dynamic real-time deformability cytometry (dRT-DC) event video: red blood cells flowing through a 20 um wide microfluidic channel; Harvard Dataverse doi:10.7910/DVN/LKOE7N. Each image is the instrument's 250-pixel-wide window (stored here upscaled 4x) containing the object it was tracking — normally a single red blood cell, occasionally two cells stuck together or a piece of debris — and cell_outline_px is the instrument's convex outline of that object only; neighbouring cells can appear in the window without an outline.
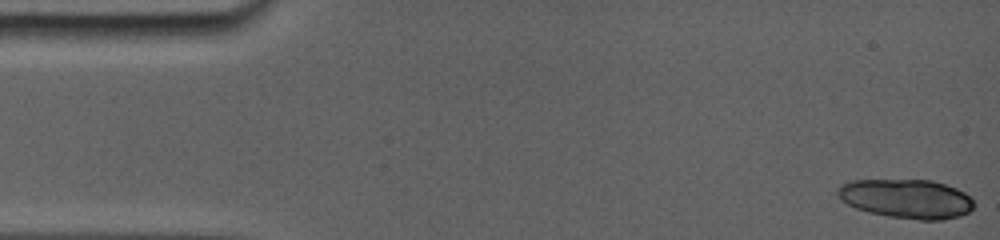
{"species": "common noctule bat (a hibernating species)", "species_latin": "Nyctalus noctula", "temperature_condition": "room temperature", "stored_images_in_passage": 4, "camera_frame_rate_fps": 5000, "um_per_image_px": 0.085, "animal": {"sex": "female", "body_mass_g": 19.0, "forearm_length_mm": 56.7}, "frame": {"image": 1, "passage_image": 1, "time_ms": 0.0, "image_size_px": [1000, 240], "cell_outline_px": [[976, 204], [968, 212], [960, 216], [944, 220], [920, 220], [888, 216], [868, 212], [856, 208], [840, 200], [836, 196], [836, 192], [844, 184], [852, 180], [932, 180], [956, 188], [964, 192]], "centroid_in_image_um": [77.06, 16.9], "position_along_channel_um": 7.9, "area_um2": 31.1}}